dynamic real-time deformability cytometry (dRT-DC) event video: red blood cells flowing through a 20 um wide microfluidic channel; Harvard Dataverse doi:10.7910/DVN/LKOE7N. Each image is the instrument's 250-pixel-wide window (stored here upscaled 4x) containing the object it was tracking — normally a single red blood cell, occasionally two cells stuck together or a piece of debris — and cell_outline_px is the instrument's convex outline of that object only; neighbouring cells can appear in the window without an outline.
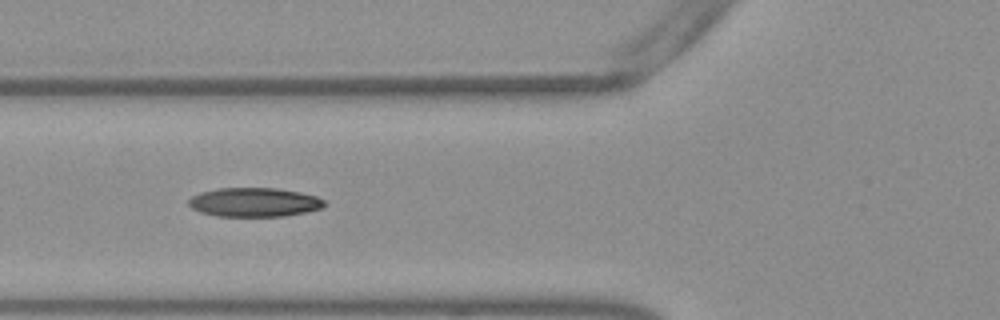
{"species": "Egyptian fruit bat (a non-hibernating species)", "species_latin": "Rousettus aegyptiacus", "temperature_condition": "warm", "stored_images_in_passage": 53, "camera_frame_rate_fps": 3000, "um_per_image_px": 0.085, "frame": {"image": 1, "passage_image": 20, "time_ms": 6.333, "image_size_px": [1000, 320], "cell_outline_px": [[328, 204], [324, 208], [284, 216], [216, 216], [200, 212], [192, 208], [188, 204], [188, 200], [192, 196], [200, 192], [220, 188], [276, 188], [300, 192], [316, 196], [324, 200]], "centroid_in_image_um": [21.63, 17.19], "position_along_channel_um": 104.2, "area_um2": 23.06}}
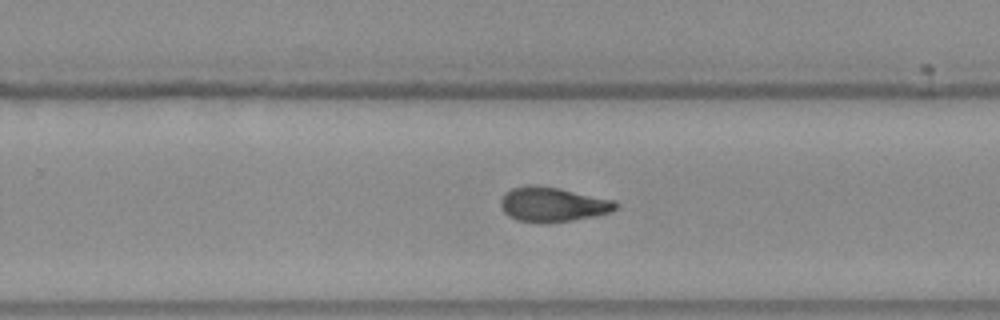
{"frame": {"image": 2, "passage_image": 34, "time_ms": 11.0, "image_size_px": [1000, 320], "cell_outline_px": [[620, 208], [612, 212], [572, 220], [544, 224], [536, 224], [516, 220], [508, 216], [504, 212], [500, 204], [500, 200], [504, 192], [512, 188], [532, 184], [536, 184], [560, 188], [612, 200], [620, 204]], "centroid_in_image_um": [46.95, 17.39], "position_along_channel_um": 282.8, "area_um2": 23.64}}
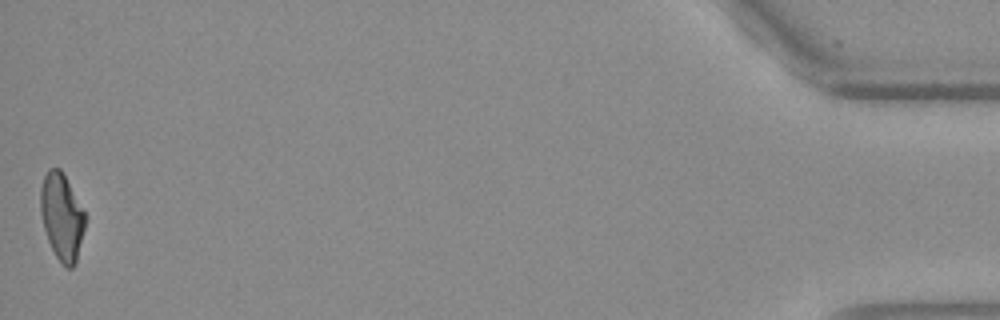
{"frame": {"image": 3, "passage_image": 53, "time_ms": 17.333, "image_size_px": [1000, 320], "cell_outline_px": [[88, 216], [76, 264], [72, 268], [64, 268], [60, 264], [48, 240], [44, 228], [40, 212], [40, 188], [44, 176], [48, 168], [60, 168]], "centroid_in_image_um": [5.28, 18.45], "position_along_channel_um": 429.9, "area_um2": 23.0}, "authors_computed_cell_mechanics": {"area_um2": 22.5998, "velocity_mm_per_s": 3.828, "shape_relaxation_time_tau1_ms": null, "shape_relaxation_time_tau2_ms": 3.284, "deformation_change_tau1": null, "deformation_change_tau2": 0.1116}}